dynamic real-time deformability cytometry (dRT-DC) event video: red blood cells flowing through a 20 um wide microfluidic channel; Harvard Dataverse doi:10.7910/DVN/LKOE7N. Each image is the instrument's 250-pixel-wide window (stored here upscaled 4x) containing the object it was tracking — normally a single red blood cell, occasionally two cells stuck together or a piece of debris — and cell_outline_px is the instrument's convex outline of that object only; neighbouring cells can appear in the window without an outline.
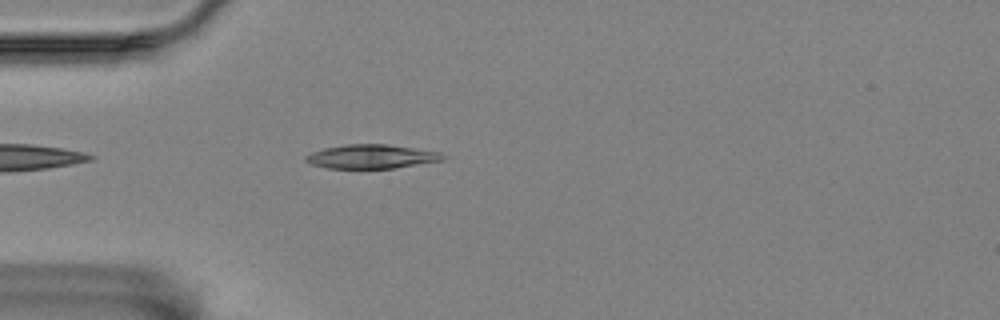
{"species": "Egyptian fruit bat (a non-hibernating species)", "species_latin": "Rousettus aegyptiacus", "temperature_condition": "room temperature", "stored_images_in_passage": 35, "camera_frame_rate_fps": 3000, "um_per_image_px": 0.085, "animal": {"sex": "female"}, "frame": {"image": 1, "passage_image": 4, "time_ms": 1.0, "image_size_px": [1000, 320], "cell_outline_px": [[448, 156], [444, 160], [392, 168], [328, 168], [308, 164], [304, 160], [304, 156], [312, 152], [324, 148], [344, 144], [388, 144], [440, 152]], "centroid_in_image_um": [31.55, 13.3], "position_along_channel_um": 53.5, "area_um2": 19.25}}
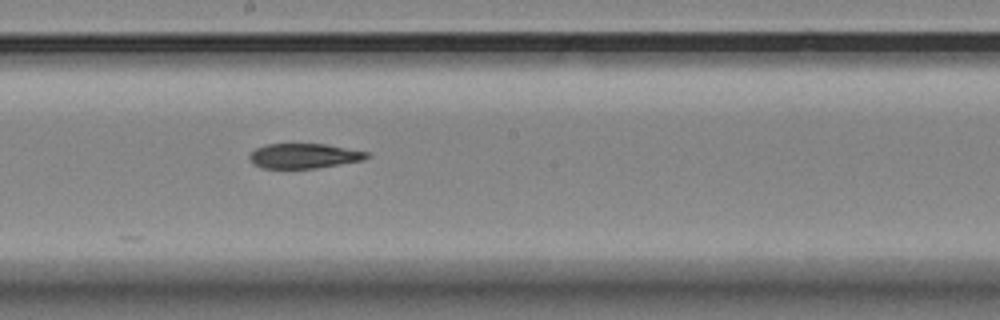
{"frame": {"image": 2, "passage_image": 19, "time_ms": 6.0, "image_size_px": [1000, 320], "cell_outline_px": [[372, 156], [364, 160], [316, 168], [264, 168], [252, 164], [248, 156], [256, 148], [264, 144], [328, 144], [368, 152]], "centroid_in_image_um": [25.86, 13.25], "position_along_channel_um": 222.3, "area_um2": 17.11}}
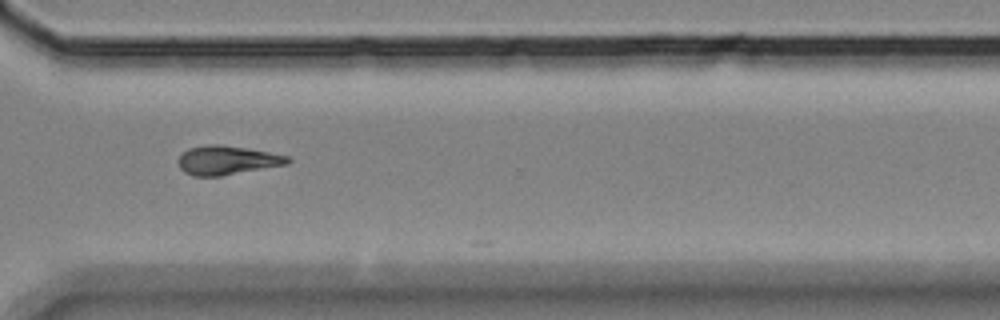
{"frame": {"image": 3, "passage_image": 30, "time_ms": 9.667, "image_size_px": [1000, 320], "cell_outline_px": [[292, 160], [288, 164], [220, 176], [192, 176], [184, 172], [180, 168], [176, 160], [188, 148], [208, 144], [220, 144], [248, 148], [288, 156]], "centroid_in_image_um": [19.27, 13.62], "position_along_channel_um": 351.3, "area_um2": 18.55}}